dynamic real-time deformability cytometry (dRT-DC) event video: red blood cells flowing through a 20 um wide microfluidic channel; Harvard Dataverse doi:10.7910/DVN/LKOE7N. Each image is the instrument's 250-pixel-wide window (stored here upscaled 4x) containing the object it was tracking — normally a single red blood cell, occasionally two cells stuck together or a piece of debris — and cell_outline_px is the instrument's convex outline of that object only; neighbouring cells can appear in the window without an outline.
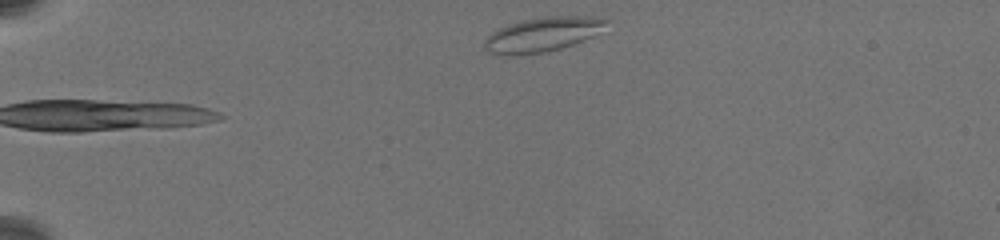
{"species": "common noctule bat (a hibernating species)", "species_latin": "Nyctalus noctula", "temperature_condition": "warm", "stored_images_in_passage": 58, "camera_frame_rate_fps": 3000, "um_per_image_px": 0.085, "animal": {"sex": "female", "body_mass_g": 19.5, "forearm_length_mm": 54.1}, "frame": {"image": 1, "passage_image": 1, "time_ms": 0.0, "image_size_px": [1000, 240], "cell_outline_px": [[612, 20], [600, 32], [592, 36], [572, 44], [560, 48], [544, 52], [488, 52], [484, 48], [484, 40], [492, 32], [508, 24], [524, 20], [544, 16], [588, 16]], "centroid_in_image_um": [46.2, 2.87], "position_along_channel_um": 38.8, "area_um2": 23.58}}
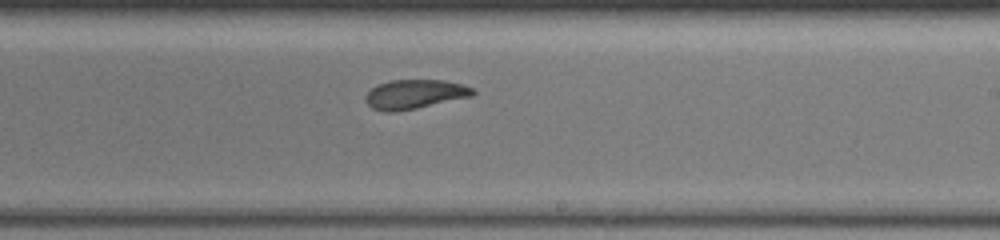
{"frame": {"image": 2, "passage_image": 30, "time_ms": 8.333, "image_size_px": [1000, 240], "cell_outline_px": [[476, 92], [472, 96], [416, 108], [392, 112], [388, 112], [372, 108], [364, 100], [364, 96], [376, 84], [388, 80], [444, 80], [464, 84], [472, 88]], "centroid_in_image_um": [35.23, 7.99], "position_along_channel_um": 253.8, "area_um2": 18.32}}
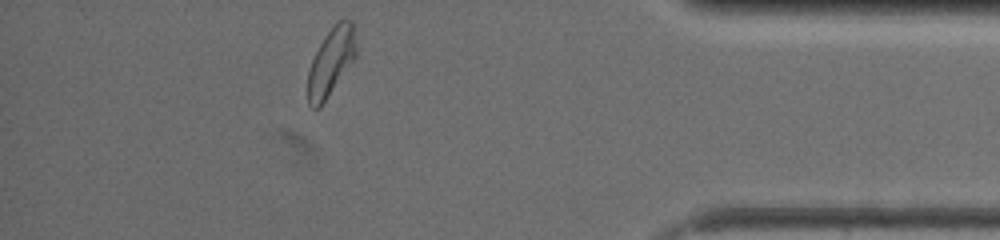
{"frame": {"image": 3, "passage_image": 51, "time_ms": 13.667, "image_size_px": [1000, 240], "cell_outline_px": [[356, 56], [324, 100], [316, 108], [312, 108], [308, 104], [308, 72], [312, 60], [324, 36], [336, 20], [352, 20], [356, 48]], "centroid_in_image_um": [28.13, 5.19], "position_along_channel_um": 407.1, "area_um2": 18.44}, "authors_computed_cell_mechanics": {"area_um2": 19.0162, "velocity_mm_per_s": 3.4422, "shape_relaxation_time_tau1_ms": 7.1141, "shape_relaxation_time_tau2_ms": 2.8911, "deformation_change_tau1": 0.1881, "deformation_change_tau2": 0.1015}}